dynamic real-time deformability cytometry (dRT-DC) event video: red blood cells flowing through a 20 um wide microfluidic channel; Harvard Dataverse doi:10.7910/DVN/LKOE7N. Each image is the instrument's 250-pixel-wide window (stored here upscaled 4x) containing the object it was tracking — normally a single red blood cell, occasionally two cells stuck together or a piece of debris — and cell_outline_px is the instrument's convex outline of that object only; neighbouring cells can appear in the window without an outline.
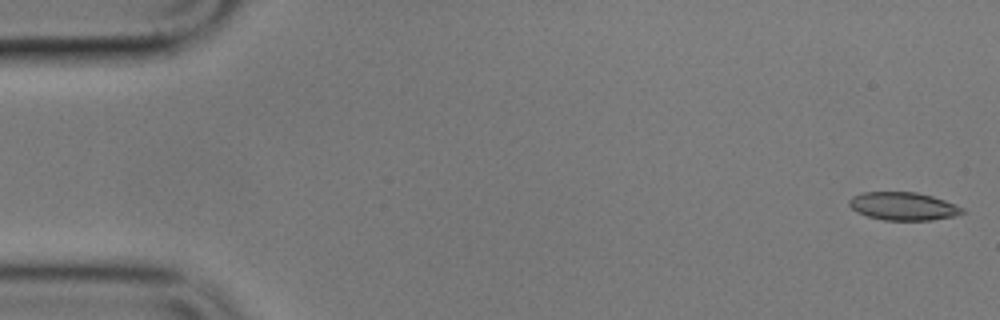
{"species": "common noctule bat (a hibernating species)", "species_latin": "Nyctalus noctula", "temperature_condition": "cold", "stored_images_in_passage": 5, "camera_frame_rate_fps": 3000, "um_per_image_px": 0.085, "animal": {"sex": "male", "body_mass_g": 17.9}, "frame": {"image": 1, "passage_image": 1, "time_ms": 0.0, "image_size_px": [1000, 320], "cell_outline_px": [[964, 212], [952, 216], [932, 220], [884, 220], [868, 216], [856, 212], [848, 204], [848, 200], [852, 196], [864, 192], [916, 192], [932, 196], [944, 200], [964, 208]], "centroid_in_image_um": [76.74, 17.52], "position_along_channel_um": 8.3, "area_um2": 18.38}}
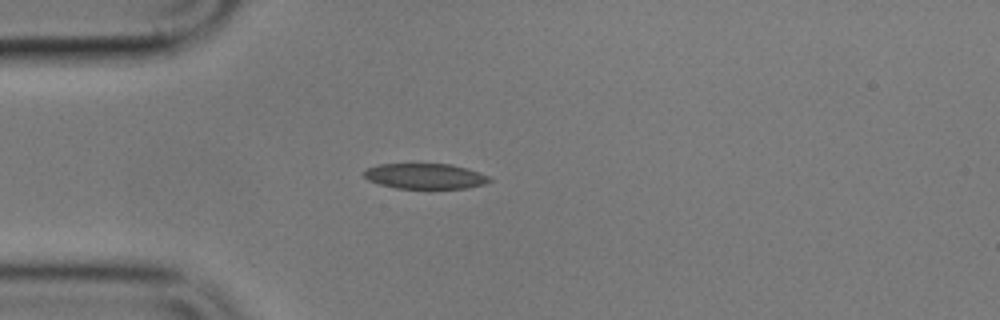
{"frame": {"image": 2, "passage_image": 5, "time_ms": 4.667, "image_size_px": [1000, 320], "cell_outline_px": [[492, 180], [484, 184], [468, 188], [396, 188], [380, 184], [368, 180], [364, 176], [364, 172], [368, 168], [380, 164], [452, 164], [468, 168], [480, 172], [488, 176]], "centroid_in_image_um": [36.17, 14.97], "position_along_channel_um": 48.8, "area_um2": 18.5}}